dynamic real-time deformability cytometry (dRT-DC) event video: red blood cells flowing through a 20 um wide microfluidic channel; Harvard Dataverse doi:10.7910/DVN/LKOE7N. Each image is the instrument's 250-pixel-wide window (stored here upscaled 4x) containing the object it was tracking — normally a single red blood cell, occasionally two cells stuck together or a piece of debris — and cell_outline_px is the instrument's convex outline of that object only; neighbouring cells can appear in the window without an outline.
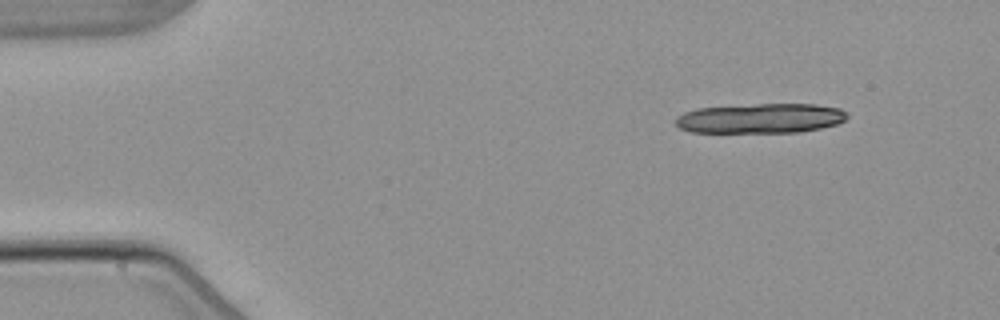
{"species": "common noctule bat (a hibernating species)", "species_latin": "Nyctalus noctula", "temperature_condition": "warm", "stored_images_in_passage": 8, "camera_frame_rate_fps": 3000, "um_per_image_px": 0.085, "animal": {"sex": "male", "body_mass_g": 21.5, "forearm_length_mm": 52.0}, "frame": {"image": 1, "passage_image": 1, "time_ms": 0.0, "image_size_px": [1000, 320], "cell_outline_px": [[848, 116], [844, 120], [836, 124], [820, 128], [800, 132], [692, 132], [680, 128], [676, 124], [676, 116], [684, 112], [696, 108], [756, 104], [816, 104], [840, 108], [848, 112]], "centroid_in_image_um": [64.66, 10.05], "position_along_channel_um": 20.3, "area_um2": 29.82}}
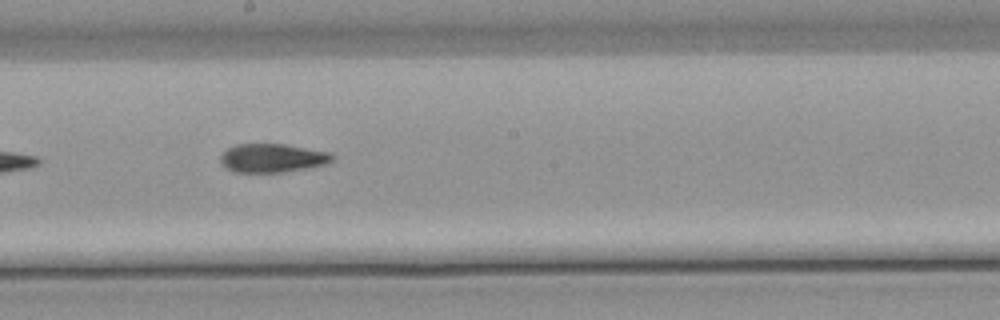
{"frame": {"image": 2, "passage_image": 7, "time_ms": 8.0, "image_size_px": [1000, 320], "cell_outline_px": [[332, 160], [324, 164], [308, 168], [284, 172], [232, 172], [224, 168], [220, 160], [220, 156], [228, 148], [236, 144], [284, 144], [332, 152]], "centroid_in_image_um": [23.12, 13.43], "position_along_channel_um": 225.1, "area_um2": 18.73}}
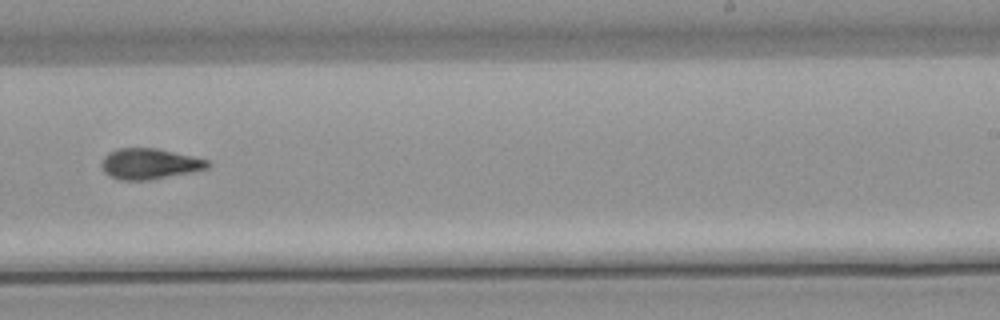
{"frame": {"image": 3, "passage_image": 8, "time_ms": 9.333, "image_size_px": [1000, 320], "cell_outline_px": [[212, 164], [208, 168], [192, 172], [148, 180], [120, 180], [108, 176], [104, 172], [100, 164], [104, 156], [108, 152], [116, 148], [156, 148], [192, 156], [208, 160]], "centroid_in_image_um": [12.68, 13.92], "position_along_channel_um": 276.3, "area_um2": 19.13}}